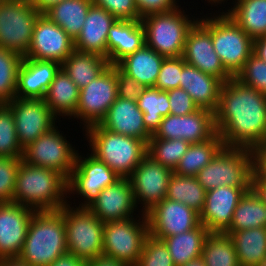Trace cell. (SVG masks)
Here are the masks:
<instances>
[{"label": "cell", "mask_w": 266, "mask_h": 266, "mask_svg": "<svg viewBox=\"0 0 266 266\" xmlns=\"http://www.w3.org/2000/svg\"><path fill=\"white\" fill-rule=\"evenodd\" d=\"M189 146L190 143L183 139L150 138L147 155L174 171Z\"/></svg>", "instance_id": "60d3db41"}, {"label": "cell", "mask_w": 266, "mask_h": 266, "mask_svg": "<svg viewBox=\"0 0 266 266\" xmlns=\"http://www.w3.org/2000/svg\"><path fill=\"white\" fill-rule=\"evenodd\" d=\"M7 105L13 114L18 141L22 148L61 122L47 106L44 99L15 97Z\"/></svg>", "instance_id": "9a60e30c"}, {"label": "cell", "mask_w": 266, "mask_h": 266, "mask_svg": "<svg viewBox=\"0 0 266 266\" xmlns=\"http://www.w3.org/2000/svg\"><path fill=\"white\" fill-rule=\"evenodd\" d=\"M164 58V56L144 45L141 49L121 59L116 66L145 88L154 87Z\"/></svg>", "instance_id": "83f0119b"}, {"label": "cell", "mask_w": 266, "mask_h": 266, "mask_svg": "<svg viewBox=\"0 0 266 266\" xmlns=\"http://www.w3.org/2000/svg\"><path fill=\"white\" fill-rule=\"evenodd\" d=\"M223 147L218 133L204 142L190 144L173 172L181 176H196Z\"/></svg>", "instance_id": "d590c367"}, {"label": "cell", "mask_w": 266, "mask_h": 266, "mask_svg": "<svg viewBox=\"0 0 266 266\" xmlns=\"http://www.w3.org/2000/svg\"><path fill=\"white\" fill-rule=\"evenodd\" d=\"M64 216L57 211H35L18 258L29 266H49L67 253Z\"/></svg>", "instance_id": "3957f363"}, {"label": "cell", "mask_w": 266, "mask_h": 266, "mask_svg": "<svg viewBox=\"0 0 266 266\" xmlns=\"http://www.w3.org/2000/svg\"><path fill=\"white\" fill-rule=\"evenodd\" d=\"M116 74L117 97L137 101L145 87L142 86L137 80L124 74L117 66Z\"/></svg>", "instance_id": "681fc988"}, {"label": "cell", "mask_w": 266, "mask_h": 266, "mask_svg": "<svg viewBox=\"0 0 266 266\" xmlns=\"http://www.w3.org/2000/svg\"><path fill=\"white\" fill-rule=\"evenodd\" d=\"M200 15L187 33L182 58L187 64L219 78L224 83L233 76L224 68L214 50L211 39V12L203 16L200 12Z\"/></svg>", "instance_id": "5bb4252c"}, {"label": "cell", "mask_w": 266, "mask_h": 266, "mask_svg": "<svg viewBox=\"0 0 266 266\" xmlns=\"http://www.w3.org/2000/svg\"><path fill=\"white\" fill-rule=\"evenodd\" d=\"M74 50V40L42 13L36 21L30 48L24 57L62 64Z\"/></svg>", "instance_id": "d6986e66"}, {"label": "cell", "mask_w": 266, "mask_h": 266, "mask_svg": "<svg viewBox=\"0 0 266 266\" xmlns=\"http://www.w3.org/2000/svg\"><path fill=\"white\" fill-rule=\"evenodd\" d=\"M20 163L21 159L0 157V203L12 202Z\"/></svg>", "instance_id": "bcb514c9"}, {"label": "cell", "mask_w": 266, "mask_h": 266, "mask_svg": "<svg viewBox=\"0 0 266 266\" xmlns=\"http://www.w3.org/2000/svg\"><path fill=\"white\" fill-rule=\"evenodd\" d=\"M210 232L201 223L193 230L168 236L163 239L175 264L181 266L202 256L206 237Z\"/></svg>", "instance_id": "4dcf8cb0"}, {"label": "cell", "mask_w": 266, "mask_h": 266, "mask_svg": "<svg viewBox=\"0 0 266 266\" xmlns=\"http://www.w3.org/2000/svg\"><path fill=\"white\" fill-rule=\"evenodd\" d=\"M178 7L168 12L152 13L141 18L145 32V45L159 55L181 57L189 29L199 19L198 14H186ZM191 15V16H190Z\"/></svg>", "instance_id": "5b68a950"}, {"label": "cell", "mask_w": 266, "mask_h": 266, "mask_svg": "<svg viewBox=\"0 0 266 266\" xmlns=\"http://www.w3.org/2000/svg\"><path fill=\"white\" fill-rule=\"evenodd\" d=\"M214 117L224 147L254 150L266 145V94L235 77L223 83Z\"/></svg>", "instance_id": "6da1fadb"}, {"label": "cell", "mask_w": 266, "mask_h": 266, "mask_svg": "<svg viewBox=\"0 0 266 266\" xmlns=\"http://www.w3.org/2000/svg\"><path fill=\"white\" fill-rule=\"evenodd\" d=\"M63 0H32V4L37 8L40 13H45L53 5Z\"/></svg>", "instance_id": "6f0895ef"}, {"label": "cell", "mask_w": 266, "mask_h": 266, "mask_svg": "<svg viewBox=\"0 0 266 266\" xmlns=\"http://www.w3.org/2000/svg\"><path fill=\"white\" fill-rule=\"evenodd\" d=\"M145 45V32L141 20H117L109 29L107 59L116 65L121 59Z\"/></svg>", "instance_id": "4316f807"}, {"label": "cell", "mask_w": 266, "mask_h": 266, "mask_svg": "<svg viewBox=\"0 0 266 266\" xmlns=\"http://www.w3.org/2000/svg\"><path fill=\"white\" fill-rule=\"evenodd\" d=\"M258 266H266V259L264 260V262L263 263H261L260 265H258Z\"/></svg>", "instance_id": "6125c7cd"}, {"label": "cell", "mask_w": 266, "mask_h": 266, "mask_svg": "<svg viewBox=\"0 0 266 266\" xmlns=\"http://www.w3.org/2000/svg\"><path fill=\"white\" fill-rule=\"evenodd\" d=\"M251 187L220 186L206 191L200 222L210 233H225L241 197Z\"/></svg>", "instance_id": "44dd1931"}, {"label": "cell", "mask_w": 266, "mask_h": 266, "mask_svg": "<svg viewBox=\"0 0 266 266\" xmlns=\"http://www.w3.org/2000/svg\"><path fill=\"white\" fill-rule=\"evenodd\" d=\"M110 12L117 20H141L135 0H92Z\"/></svg>", "instance_id": "7dc6e473"}, {"label": "cell", "mask_w": 266, "mask_h": 266, "mask_svg": "<svg viewBox=\"0 0 266 266\" xmlns=\"http://www.w3.org/2000/svg\"><path fill=\"white\" fill-rule=\"evenodd\" d=\"M227 1H228V0H205V2L208 3V4H206V5H209V4H210V5H211V8L213 7V5H214V6H217L216 8H218V5H219V4H220L219 6H222L221 4L224 5L225 2H226L225 5H227Z\"/></svg>", "instance_id": "94428289"}, {"label": "cell", "mask_w": 266, "mask_h": 266, "mask_svg": "<svg viewBox=\"0 0 266 266\" xmlns=\"http://www.w3.org/2000/svg\"><path fill=\"white\" fill-rule=\"evenodd\" d=\"M252 173L251 149L223 147L195 177L209 191L225 185L251 187Z\"/></svg>", "instance_id": "8992f818"}, {"label": "cell", "mask_w": 266, "mask_h": 266, "mask_svg": "<svg viewBox=\"0 0 266 266\" xmlns=\"http://www.w3.org/2000/svg\"><path fill=\"white\" fill-rule=\"evenodd\" d=\"M68 180L58 171L19 164L13 203L29 207L35 211H57L68 203Z\"/></svg>", "instance_id": "7a4b0ae2"}, {"label": "cell", "mask_w": 266, "mask_h": 266, "mask_svg": "<svg viewBox=\"0 0 266 266\" xmlns=\"http://www.w3.org/2000/svg\"><path fill=\"white\" fill-rule=\"evenodd\" d=\"M259 227L266 228V205L250 188L237 204L231 225L225 234L230 235L233 231Z\"/></svg>", "instance_id": "e575fe53"}, {"label": "cell", "mask_w": 266, "mask_h": 266, "mask_svg": "<svg viewBox=\"0 0 266 266\" xmlns=\"http://www.w3.org/2000/svg\"><path fill=\"white\" fill-rule=\"evenodd\" d=\"M205 195L206 190L195 176H181L173 172L165 198L181 202L200 214L205 204Z\"/></svg>", "instance_id": "8d00e7d4"}, {"label": "cell", "mask_w": 266, "mask_h": 266, "mask_svg": "<svg viewBox=\"0 0 266 266\" xmlns=\"http://www.w3.org/2000/svg\"><path fill=\"white\" fill-rule=\"evenodd\" d=\"M0 266H29L24 261H21L18 257L0 259Z\"/></svg>", "instance_id": "680465c9"}, {"label": "cell", "mask_w": 266, "mask_h": 266, "mask_svg": "<svg viewBox=\"0 0 266 266\" xmlns=\"http://www.w3.org/2000/svg\"><path fill=\"white\" fill-rule=\"evenodd\" d=\"M234 243L240 266H258L266 259V228L233 231L229 235Z\"/></svg>", "instance_id": "d6a6232c"}, {"label": "cell", "mask_w": 266, "mask_h": 266, "mask_svg": "<svg viewBox=\"0 0 266 266\" xmlns=\"http://www.w3.org/2000/svg\"><path fill=\"white\" fill-rule=\"evenodd\" d=\"M215 12L211 13V39L214 50L224 68L236 77L253 54V39L227 13L219 10Z\"/></svg>", "instance_id": "ba28073f"}, {"label": "cell", "mask_w": 266, "mask_h": 266, "mask_svg": "<svg viewBox=\"0 0 266 266\" xmlns=\"http://www.w3.org/2000/svg\"><path fill=\"white\" fill-rule=\"evenodd\" d=\"M245 86L266 94V62L252 54L235 77Z\"/></svg>", "instance_id": "ee69618b"}, {"label": "cell", "mask_w": 266, "mask_h": 266, "mask_svg": "<svg viewBox=\"0 0 266 266\" xmlns=\"http://www.w3.org/2000/svg\"><path fill=\"white\" fill-rule=\"evenodd\" d=\"M253 54L266 62V36L253 40Z\"/></svg>", "instance_id": "11a10c76"}, {"label": "cell", "mask_w": 266, "mask_h": 266, "mask_svg": "<svg viewBox=\"0 0 266 266\" xmlns=\"http://www.w3.org/2000/svg\"><path fill=\"white\" fill-rule=\"evenodd\" d=\"M182 69V56L164 58L154 88L160 91L179 88Z\"/></svg>", "instance_id": "f6af8a7d"}, {"label": "cell", "mask_w": 266, "mask_h": 266, "mask_svg": "<svg viewBox=\"0 0 266 266\" xmlns=\"http://www.w3.org/2000/svg\"><path fill=\"white\" fill-rule=\"evenodd\" d=\"M79 94L78 86L60 68L46 92L44 101L58 119L70 120L75 119Z\"/></svg>", "instance_id": "f1b7e54d"}, {"label": "cell", "mask_w": 266, "mask_h": 266, "mask_svg": "<svg viewBox=\"0 0 266 266\" xmlns=\"http://www.w3.org/2000/svg\"><path fill=\"white\" fill-rule=\"evenodd\" d=\"M87 153L82 154L78 151L75 167L67 182L68 199H70V196L71 198L80 197L78 199H81L78 206L75 205L77 204L76 201L73 202V206L78 208H87L105 187L120 178L104 162L92 155L90 151Z\"/></svg>", "instance_id": "7c38bea8"}, {"label": "cell", "mask_w": 266, "mask_h": 266, "mask_svg": "<svg viewBox=\"0 0 266 266\" xmlns=\"http://www.w3.org/2000/svg\"><path fill=\"white\" fill-rule=\"evenodd\" d=\"M216 133L214 112L199 108L188 115L169 114L163 117L151 138L183 139L193 144L209 140Z\"/></svg>", "instance_id": "ac0fdd59"}, {"label": "cell", "mask_w": 266, "mask_h": 266, "mask_svg": "<svg viewBox=\"0 0 266 266\" xmlns=\"http://www.w3.org/2000/svg\"><path fill=\"white\" fill-rule=\"evenodd\" d=\"M71 200L59 210L64 216L68 253L85 261L96 259L103 254L104 223L88 208L72 206Z\"/></svg>", "instance_id": "52a82bcc"}, {"label": "cell", "mask_w": 266, "mask_h": 266, "mask_svg": "<svg viewBox=\"0 0 266 266\" xmlns=\"http://www.w3.org/2000/svg\"><path fill=\"white\" fill-rule=\"evenodd\" d=\"M201 257L205 266H240L233 240L225 233H209Z\"/></svg>", "instance_id": "f35d334b"}, {"label": "cell", "mask_w": 266, "mask_h": 266, "mask_svg": "<svg viewBox=\"0 0 266 266\" xmlns=\"http://www.w3.org/2000/svg\"><path fill=\"white\" fill-rule=\"evenodd\" d=\"M40 13L31 1L5 0L0 4V47L27 54Z\"/></svg>", "instance_id": "8fae6325"}, {"label": "cell", "mask_w": 266, "mask_h": 266, "mask_svg": "<svg viewBox=\"0 0 266 266\" xmlns=\"http://www.w3.org/2000/svg\"><path fill=\"white\" fill-rule=\"evenodd\" d=\"M116 98V65H109L97 78L80 89L75 119L80 121L82 131L99 124L107 115Z\"/></svg>", "instance_id": "4fadbf2b"}, {"label": "cell", "mask_w": 266, "mask_h": 266, "mask_svg": "<svg viewBox=\"0 0 266 266\" xmlns=\"http://www.w3.org/2000/svg\"><path fill=\"white\" fill-rule=\"evenodd\" d=\"M253 154V173L251 180L266 181V145L252 150Z\"/></svg>", "instance_id": "816d5d0a"}, {"label": "cell", "mask_w": 266, "mask_h": 266, "mask_svg": "<svg viewBox=\"0 0 266 266\" xmlns=\"http://www.w3.org/2000/svg\"><path fill=\"white\" fill-rule=\"evenodd\" d=\"M137 104L143 112V120L147 131L154 135L160 127L163 117L170 114L168 92L160 91L154 87L144 88L137 99Z\"/></svg>", "instance_id": "74e56055"}, {"label": "cell", "mask_w": 266, "mask_h": 266, "mask_svg": "<svg viewBox=\"0 0 266 266\" xmlns=\"http://www.w3.org/2000/svg\"><path fill=\"white\" fill-rule=\"evenodd\" d=\"M99 124L108 131L140 139L147 144L152 137L145 127L143 112L138 108L137 101L117 97Z\"/></svg>", "instance_id": "d4e9b609"}, {"label": "cell", "mask_w": 266, "mask_h": 266, "mask_svg": "<svg viewBox=\"0 0 266 266\" xmlns=\"http://www.w3.org/2000/svg\"><path fill=\"white\" fill-rule=\"evenodd\" d=\"M56 125L34 142L23 148L22 161L29 165L53 169L67 180L75 167L79 148L67 140L66 135ZM63 132V133H62Z\"/></svg>", "instance_id": "30bf717a"}, {"label": "cell", "mask_w": 266, "mask_h": 266, "mask_svg": "<svg viewBox=\"0 0 266 266\" xmlns=\"http://www.w3.org/2000/svg\"><path fill=\"white\" fill-rule=\"evenodd\" d=\"M135 266H175L163 240L148 236Z\"/></svg>", "instance_id": "7bdbcfd3"}, {"label": "cell", "mask_w": 266, "mask_h": 266, "mask_svg": "<svg viewBox=\"0 0 266 266\" xmlns=\"http://www.w3.org/2000/svg\"><path fill=\"white\" fill-rule=\"evenodd\" d=\"M232 6L222 12L242 28L253 40L266 36V0H231Z\"/></svg>", "instance_id": "f546056e"}, {"label": "cell", "mask_w": 266, "mask_h": 266, "mask_svg": "<svg viewBox=\"0 0 266 266\" xmlns=\"http://www.w3.org/2000/svg\"><path fill=\"white\" fill-rule=\"evenodd\" d=\"M181 266H205L204 260L202 257H199L197 259L191 260L189 262H187L184 265Z\"/></svg>", "instance_id": "91938a15"}, {"label": "cell", "mask_w": 266, "mask_h": 266, "mask_svg": "<svg viewBox=\"0 0 266 266\" xmlns=\"http://www.w3.org/2000/svg\"><path fill=\"white\" fill-rule=\"evenodd\" d=\"M49 266H87V261L67 252L58 257Z\"/></svg>", "instance_id": "f5cc1de1"}, {"label": "cell", "mask_w": 266, "mask_h": 266, "mask_svg": "<svg viewBox=\"0 0 266 266\" xmlns=\"http://www.w3.org/2000/svg\"><path fill=\"white\" fill-rule=\"evenodd\" d=\"M169 97L170 114L188 115L199 109L191 96L181 88L170 89L167 91Z\"/></svg>", "instance_id": "c3c4849f"}, {"label": "cell", "mask_w": 266, "mask_h": 266, "mask_svg": "<svg viewBox=\"0 0 266 266\" xmlns=\"http://www.w3.org/2000/svg\"><path fill=\"white\" fill-rule=\"evenodd\" d=\"M172 173L170 168L162 166L146 155L128 177L132 184L136 205L140 207L142 213H146L166 197L168 181Z\"/></svg>", "instance_id": "2e32d148"}, {"label": "cell", "mask_w": 266, "mask_h": 266, "mask_svg": "<svg viewBox=\"0 0 266 266\" xmlns=\"http://www.w3.org/2000/svg\"><path fill=\"white\" fill-rule=\"evenodd\" d=\"M116 21L117 19L110 12L92 4L80 34L74 40V49L107 59L108 32Z\"/></svg>", "instance_id": "cb8c5ba5"}, {"label": "cell", "mask_w": 266, "mask_h": 266, "mask_svg": "<svg viewBox=\"0 0 266 266\" xmlns=\"http://www.w3.org/2000/svg\"><path fill=\"white\" fill-rule=\"evenodd\" d=\"M223 82L210 74L191 66L183 59L179 88L184 89L199 106L215 112L219 105Z\"/></svg>", "instance_id": "484cf974"}, {"label": "cell", "mask_w": 266, "mask_h": 266, "mask_svg": "<svg viewBox=\"0 0 266 266\" xmlns=\"http://www.w3.org/2000/svg\"><path fill=\"white\" fill-rule=\"evenodd\" d=\"M148 236V220L145 213L141 217L106 222L102 255L135 266Z\"/></svg>", "instance_id": "9c48e42d"}, {"label": "cell", "mask_w": 266, "mask_h": 266, "mask_svg": "<svg viewBox=\"0 0 266 266\" xmlns=\"http://www.w3.org/2000/svg\"><path fill=\"white\" fill-rule=\"evenodd\" d=\"M34 212L18 203H0V259L20 255Z\"/></svg>", "instance_id": "7402d4cb"}, {"label": "cell", "mask_w": 266, "mask_h": 266, "mask_svg": "<svg viewBox=\"0 0 266 266\" xmlns=\"http://www.w3.org/2000/svg\"><path fill=\"white\" fill-rule=\"evenodd\" d=\"M87 266H130V265L117 261L113 258L101 255L96 259H91L87 261Z\"/></svg>", "instance_id": "db71d44e"}, {"label": "cell", "mask_w": 266, "mask_h": 266, "mask_svg": "<svg viewBox=\"0 0 266 266\" xmlns=\"http://www.w3.org/2000/svg\"><path fill=\"white\" fill-rule=\"evenodd\" d=\"M22 60L19 53L0 47V104H7L15 98Z\"/></svg>", "instance_id": "ab89813d"}, {"label": "cell", "mask_w": 266, "mask_h": 266, "mask_svg": "<svg viewBox=\"0 0 266 266\" xmlns=\"http://www.w3.org/2000/svg\"><path fill=\"white\" fill-rule=\"evenodd\" d=\"M22 156L11 109L7 104H0V157L22 159Z\"/></svg>", "instance_id": "b9f144b4"}, {"label": "cell", "mask_w": 266, "mask_h": 266, "mask_svg": "<svg viewBox=\"0 0 266 266\" xmlns=\"http://www.w3.org/2000/svg\"><path fill=\"white\" fill-rule=\"evenodd\" d=\"M60 68L61 64L56 61L23 57L18 70L15 97L21 99H44L51 82Z\"/></svg>", "instance_id": "603a6c76"}, {"label": "cell", "mask_w": 266, "mask_h": 266, "mask_svg": "<svg viewBox=\"0 0 266 266\" xmlns=\"http://www.w3.org/2000/svg\"><path fill=\"white\" fill-rule=\"evenodd\" d=\"M88 151L120 177L128 178L147 155L148 144L140 139L113 133L100 124L83 131Z\"/></svg>", "instance_id": "277c9868"}, {"label": "cell", "mask_w": 266, "mask_h": 266, "mask_svg": "<svg viewBox=\"0 0 266 266\" xmlns=\"http://www.w3.org/2000/svg\"><path fill=\"white\" fill-rule=\"evenodd\" d=\"M109 65L106 58L74 50L61 64V68L75 85L82 89L97 78Z\"/></svg>", "instance_id": "1f68e13d"}, {"label": "cell", "mask_w": 266, "mask_h": 266, "mask_svg": "<svg viewBox=\"0 0 266 266\" xmlns=\"http://www.w3.org/2000/svg\"><path fill=\"white\" fill-rule=\"evenodd\" d=\"M149 235L163 240L198 227L200 214L185 204L164 198L146 213Z\"/></svg>", "instance_id": "e0dca14e"}, {"label": "cell", "mask_w": 266, "mask_h": 266, "mask_svg": "<svg viewBox=\"0 0 266 266\" xmlns=\"http://www.w3.org/2000/svg\"><path fill=\"white\" fill-rule=\"evenodd\" d=\"M92 4V0H63L44 14L75 40L81 32Z\"/></svg>", "instance_id": "836d02e7"}, {"label": "cell", "mask_w": 266, "mask_h": 266, "mask_svg": "<svg viewBox=\"0 0 266 266\" xmlns=\"http://www.w3.org/2000/svg\"><path fill=\"white\" fill-rule=\"evenodd\" d=\"M251 188L266 205V181L251 180Z\"/></svg>", "instance_id": "9f6ffc18"}, {"label": "cell", "mask_w": 266, "mask_h": 266, "mask_svg": "<svg viewBox=\"0 0 266 266\" xmlns=\"http://www.w3.org/2000/svg\"><path fill=\"white\" fill-rule=\"evenodd\" d=\"M87 208L103 223L144 214L136 205L132 184L126 177H120L113 184L105 187ZM136 210L138 214L135 213Z\"/></svg>", "instance_id": "ffe728a7"}, {"label": "cell", "mask_w": 266, "mask_h": 266, "mask_svg": "<svg viewBox=\"0 0 266 266\" xmlns=\"http://www.w3.org/2000/svg\"><path fill=\"white\" fill-rule=\"evenodd\" d=\"M180 0H135L139 15L144 17L152 13L168 12L179 6Z\"/></svg>", "instance_id": "f907efd6"}]
</instances>
